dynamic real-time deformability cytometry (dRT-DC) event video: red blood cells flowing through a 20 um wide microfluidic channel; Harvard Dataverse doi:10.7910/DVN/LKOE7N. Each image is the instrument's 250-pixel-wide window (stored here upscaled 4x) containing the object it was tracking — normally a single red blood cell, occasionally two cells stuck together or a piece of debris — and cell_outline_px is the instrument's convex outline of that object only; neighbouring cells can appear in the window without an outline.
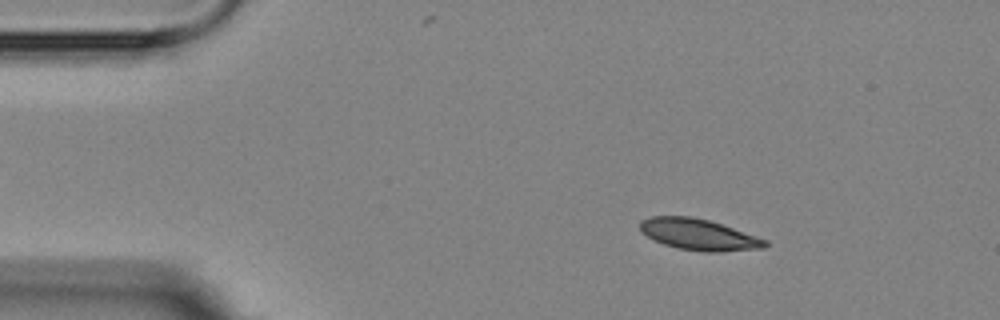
{"species": "Egyptian fruit bat (a non-hibernating species)", "species_latin": "Rousettus aegyptiacus", "temperature_condition": "room temperature", "stored_images_in_passage": 3, "camera_frame_rate_fps": 3000, "um_per_image_px": 0.085, "animal": {"sex": "female"}, "frame": {"image": 1, "passage_image": 1, "time_ms": 0.0, "image_size_px": [1000, 320], "cell_outline_px": [[768, 244], [764, 248], [720, 252], [704, 252], [680, 248], [664, 244], [640, 232], [640, 220], [652, 216], [692, 216], [708, 220], [768, 240]], "centroid_in_image_um": [59.39, 19.93], "position_along_channel_um": 25.6, "area_um2": 22.54}}